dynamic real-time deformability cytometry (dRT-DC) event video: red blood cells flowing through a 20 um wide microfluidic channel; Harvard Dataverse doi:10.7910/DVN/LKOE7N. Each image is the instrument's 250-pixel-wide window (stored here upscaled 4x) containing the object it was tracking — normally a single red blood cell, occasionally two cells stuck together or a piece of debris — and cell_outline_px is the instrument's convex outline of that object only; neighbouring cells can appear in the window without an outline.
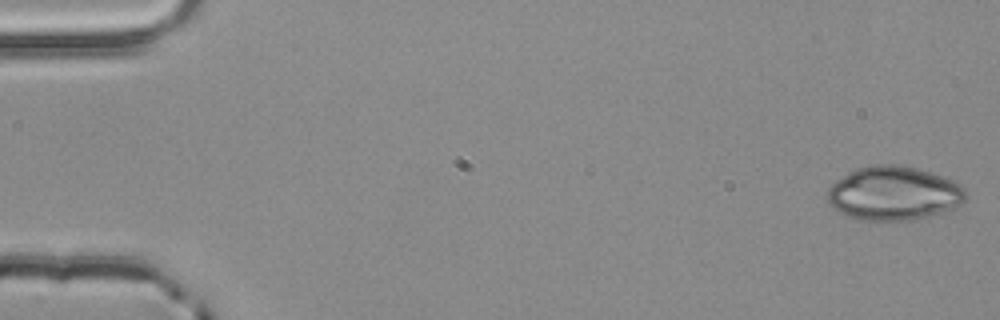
{"species": "common noctule bat (a hibernating species)", "species_latin": "Nyctalus noctula", "temperature_condition": "room temperature", "stored_images_in_passage": 54, "camera_frame_rate_fps": 3000, "um_per_image_px": 0.085, "animal": {"sex": "male", "body_mass_g": 20.4}, "frame": {"image": 1, "passage_image": 1, "time_ms": 0.0, "image_size_px": [1000, 320], "cell_outline_px": [[964, 200], [960, 204], [952, 208], [928, 216], [912, 220], [856, 220], [832, 208], [828, 204], [824, 196], [824, 192], [836, 180], [848, 172], [856, 168], [872, 164], [896, 164], [916, 168], [952, 180], [960, 184], [964, 188]], "centroid_in_image_um": [75.87, 16.43], "position_along_channel_um": 9.1, "area_um2": 43.58}}
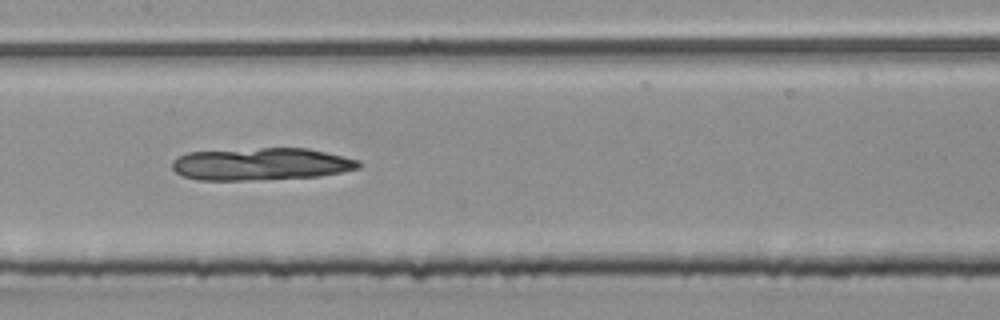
{"frame": {"image": 2, "passage_image": 27, "time_ms": 8.667, "image_size_px": [1000, 320], "cell_outline_px": [[360, 168], [320, 176], [244, 180], [196, 180], [184, 176], [176, 172], [172, 168], [172, 160], [188, 152], [260, 148], [308, 148], [360, 160]], "centroid_in_image_um": [22.18, 13.94], "position_along_channel_um": 185.2, "area_um2": 35.03}}
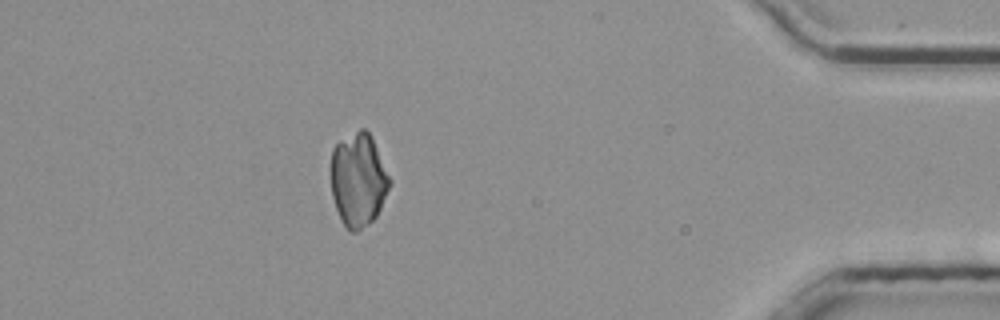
{"frame": {"image": 3, "passage_image": 48, "time_ms": 15.667, "image_size_px": [1000, 320], "cell_outline_px": [[392, 184], [376, 216], [368, 224], [356, 232], [352, 232], [344, 224], [336, 208], [332, 196], [328, 168], [332, 148], [340, 140], [360, 128], [364, 128], [372, 136], [392, 180]], "centroid_in_image_um": [30.44, 15.24], "position_along_channel_um": 404.8, "area_um2": 32.66}}